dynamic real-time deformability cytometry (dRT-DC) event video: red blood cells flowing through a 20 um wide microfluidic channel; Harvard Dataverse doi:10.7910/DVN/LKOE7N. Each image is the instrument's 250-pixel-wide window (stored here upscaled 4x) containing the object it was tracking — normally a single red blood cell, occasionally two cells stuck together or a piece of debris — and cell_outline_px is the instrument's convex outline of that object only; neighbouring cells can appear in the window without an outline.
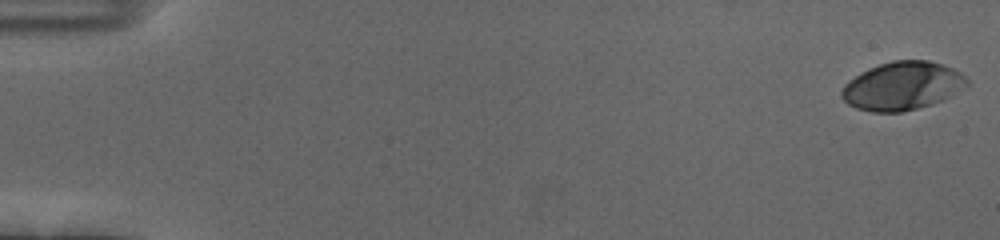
{"species": "human", "species_latin": "Homo sapiens", "temperature_condition": "cold", "stored_images_in_passage": 56, "camera_frame_rate_fps": 3000, "um_per_image_px": 0.085, "donor": {"sex": "female"}, "frame": {"image": 1, "passage_image": 1, "time_ms": 0.0, "image_size_px": [1000, 240], "cell_outline_px": [[968, 88], [944, 100], [932, 104], [900, 112], [872, 112], [856, 108], [848, 104], [840, 96], [840, 92], [844, 84], [848, 80], [860, 72], [868, 68], [892, 60], [928, 60], [952, 68], [960, 72], [968, 80]], "centroid_in_image_um": [76.71, 7.3], "position_along_channel_um": 8.3, "area_um2": 35.6}}
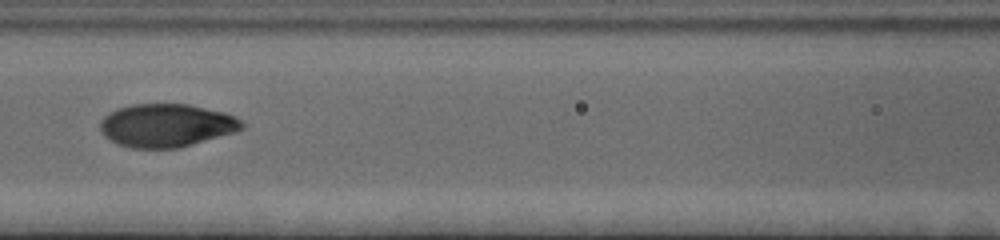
{"frame": {"image": 2, "passage_image": 26, "time_ms": 8.333, "image_size_px": [1000, 240], "cell_outline_px": [[244, 128], [236, 132], [180, 148], [132, 148], [116, 144], [104, 136], [100, 128], [100, 120], [104, 116], [116, 108], [132, 104], [188, 104], [224, 112], [236, 116], [244, 124]], "centroid_in_image_um": [14.14, 10.66], "position_along_channel_um": 152.5, "area_um2": 35.95}}
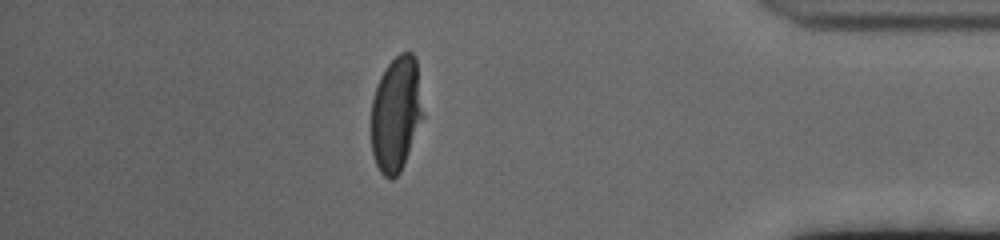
{"frame": {"image": 3, "passage_image": 49, "time_ms": 16.0, "image_size_px": [1000, 240], "cell_outline_px": [[424, 116], [404, 164], [400, 172], [392, 180], [388, 180], [380, 172], [376, 164], [372, 152], [372, 100], [380, 76], [388, 64], [400, 52], [412, 52], [416, 56]], "centroid_in_image_um": [33.68, 9.68], "position_along_channel_um": 401.5, "area_um2": 34.85}, "authors_computed_cell_mechanics": {"area_um2": 35.7493, "velocity_mm_per_s": 3.6885, "shape_relaxation_time_tau1_ms": 3.3144, "shape_relaxation_time_tau2_ms": null, "deformation_change_tau1": 0.1916, "deformation_change_tau2": null}}